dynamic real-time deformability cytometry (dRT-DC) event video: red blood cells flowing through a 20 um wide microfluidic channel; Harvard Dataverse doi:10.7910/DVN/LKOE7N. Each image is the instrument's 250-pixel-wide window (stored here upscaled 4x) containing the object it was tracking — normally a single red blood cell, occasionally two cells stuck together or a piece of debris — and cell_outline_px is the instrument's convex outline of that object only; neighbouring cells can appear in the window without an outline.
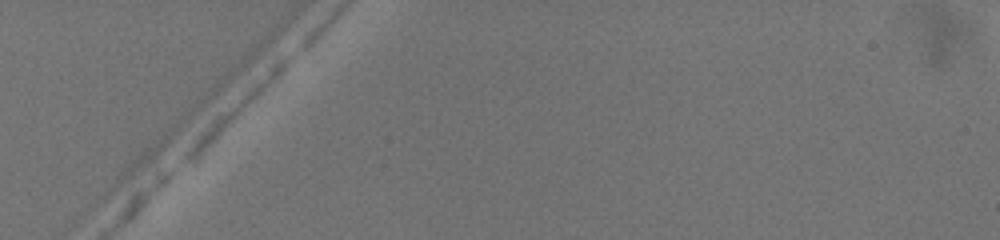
{"species": "common noctule bat (a hibernating species)", "species_latin": "Nyctalus noctula", "temperature_condition": "warm", "stored_images_in_passage": 5, "camera_frame_rate_fps": 3000, "um_per_image_px": 0.085, "animal": {"sex": "female", "body_mass_g": 19.5, "forearm_length_mm": 54.1}, "frame": {"image": 1, "passage_image": 1, "time_ms": 0.0, "image_size_px": [1000, 240], "cell_outline_px": [[292, 56], [288, 64], [284, 68], [208, 140], [184, 160], [180, 160], [184, 152], [196, 136], [220, 112], [280, 56], [292, 52]], "centroid_in_image_um": [20.2, 8.83], "position_along_channel_um": 64.8, "area_um2": 11.79}}